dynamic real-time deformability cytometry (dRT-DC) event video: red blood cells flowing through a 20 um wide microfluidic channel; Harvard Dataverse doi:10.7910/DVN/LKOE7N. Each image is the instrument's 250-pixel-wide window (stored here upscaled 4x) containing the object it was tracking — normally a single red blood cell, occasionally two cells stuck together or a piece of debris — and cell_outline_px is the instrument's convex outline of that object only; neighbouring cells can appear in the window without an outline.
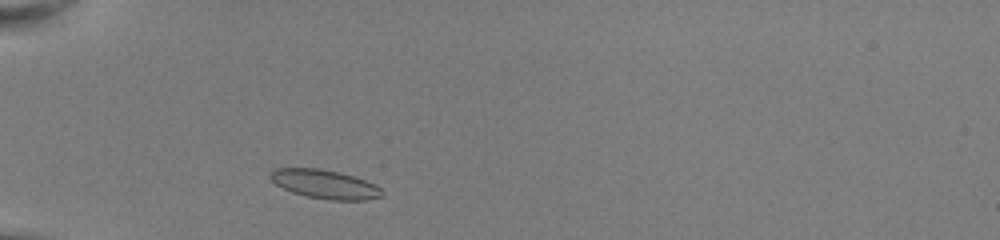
{"species": "common noctule bat (a hibernating species)", "species_latin": "Nyctalus noctula", "temperature_condition": "room temperature", "stored_images_in_passage": 34, "camera_frame_rate_fps": 3000, "um_per_image_px": 0.085, "animal": {"sex": "female", "body_mass_g": 22.0, "forearm_length_mm": 56.7}, "frame": {"image": 1, "passage_image": 3, "time_ms": 0.667, "image_size_px": [1000, 240], "cell_outline_px": [[384, 196], [364, 200], [328, 200], [308, 196], [292, 192], [276, 184], [268, 176], [272, 168], [320, 168], [340, 172], [376, 184], [384, 192]], "centroid_in_image_um": [27.61, 15.65], "position_along_channel_um": 57.4, "area_um2": 18.84}}
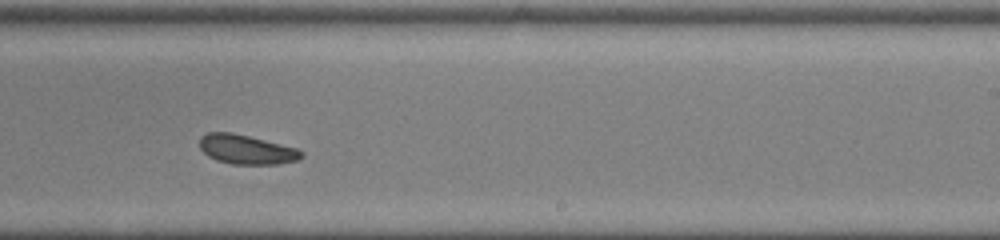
{"frame": {"image": 2, "passage_image": 20, "time_ms": 6.333, "image_size_px": [1000, 240], "cell_outline_px": [[304, 156], [296, 160], [280, 164], [232, 164], [216, 160], [208, 156], [200, 148], [200, 136], [208, 132], [232, 132], [296, 148], [304, 152]], "centroid_in_image_um": [20.93, 12.71], "position_along_channel_um": 268.1, "area_um2": 17.34}}
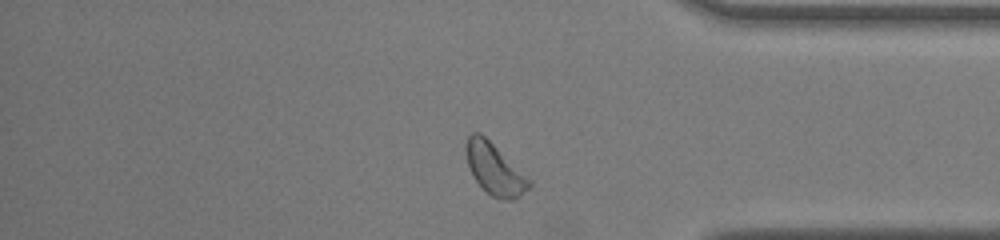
{"frame": {"image": 3, "passage_image": 30, "time_ms": 9.667, "image_size_px": [1000, 240], "cell_outline_px": [[532, 184], [520, 196], [512, 200], [504, 200], [492, 196], [472, 176], [468, 164], [464, 148], [464, 144], [468, 136], [472, 132], [480, 132], [532, 180]], "centroid_in_image_um": [42.03, 14.35], "position_along_channel_um": 393.2, "area_um2": 18.79}, "authors_computed_cell_mechanics": {"area_um2": 17.9758, "velocity_mm_per_s": 4.013, "shape_relaxation_time_tau1_ms": 2.4796, "shape_relaxation_time_tau2_ms": 2.9526, "deformation_change_tau1": 0.0873, "deformation_change_tau2": 0.0815}}